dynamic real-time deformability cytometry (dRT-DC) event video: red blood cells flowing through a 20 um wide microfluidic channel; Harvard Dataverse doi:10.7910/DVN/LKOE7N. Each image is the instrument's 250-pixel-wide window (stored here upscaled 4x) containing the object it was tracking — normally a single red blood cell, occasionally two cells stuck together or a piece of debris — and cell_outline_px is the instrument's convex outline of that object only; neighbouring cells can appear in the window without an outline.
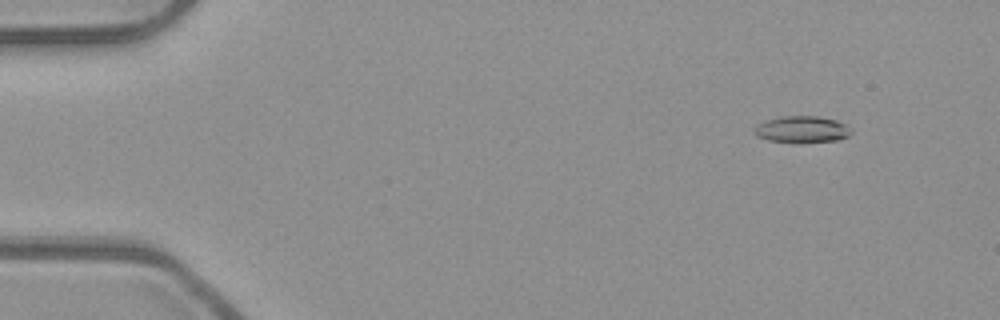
{"species": "common noctule bat (a hibernating species)", "species_latin": "Nyctalus noctula", "temperature_condition": "room temperature", "stored_images_in_passage": 54, "camera_frame_rate_fps": 3000, "um_per_image_px": 0.085, "animal": {"sex": "male", "body_mass_g": 23.1, "forearm_length_mm": 52.7}, "frame": {"image": 1, "passage_image": 6, "time_ms": 1.667, "image_size_px": [1000, 320], "cell_outline_px": [[852, 132], [848, 136], [836, 140], [768, 140], [756, 136], [756, 124], [764, 120], [780, 116], [816, 116], [836, 120], [852, 128]], "centroid_in_image_um": [68.17, 10.94], "position_along_channel_um": 16.8, "area_um2": 14.33}}
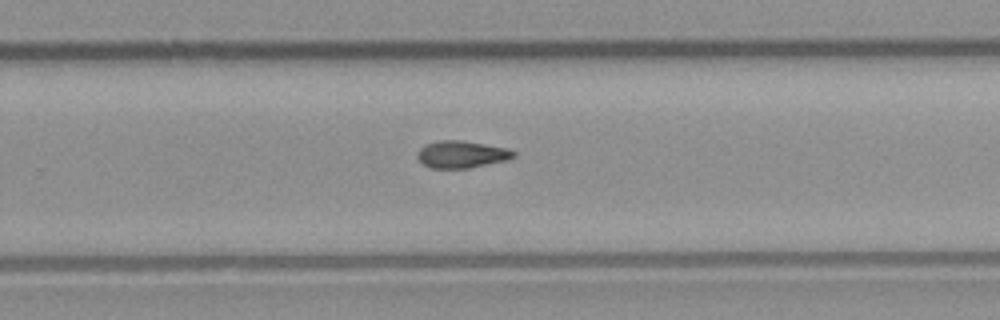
{"frame": {"image": 2, "passage_image": 35, "time_ms": 11.333, "image_size_px": [1000, 320], "cell_outline_px": [[516, 156], [508, 160], [468, 168], [432, 168], [424, 164], [416, 156], [416, 152], [420, 148], [428, 144], [440, 140], [460, 140], [508, 148], [516, 152]], "centroid_in_image_um": [39.26, 13.12], "position_along_channel_um": 290.5, "area_um2": 15.14}}
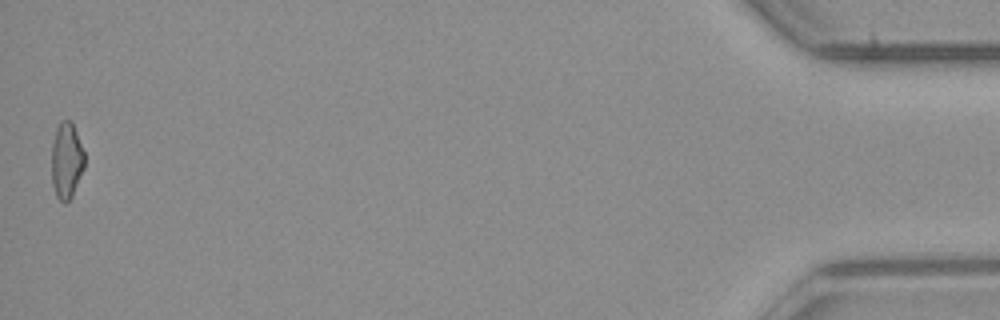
{"frame": {"image": 3, "passage_image": 53, "time_ms": 17.333, "image_size_px": [1000, 320], "cell_outline_px": [[84, 168], [72, 196], [64, 204], [56, 196], [52, 184], [52, 144], [56, 128], [60, 120], [72, 120], [84, 152]], "centroid_in_image_um": [5.65, 13.62], "position_along_channel_um": 429.6, "area_um2": 14.68}}